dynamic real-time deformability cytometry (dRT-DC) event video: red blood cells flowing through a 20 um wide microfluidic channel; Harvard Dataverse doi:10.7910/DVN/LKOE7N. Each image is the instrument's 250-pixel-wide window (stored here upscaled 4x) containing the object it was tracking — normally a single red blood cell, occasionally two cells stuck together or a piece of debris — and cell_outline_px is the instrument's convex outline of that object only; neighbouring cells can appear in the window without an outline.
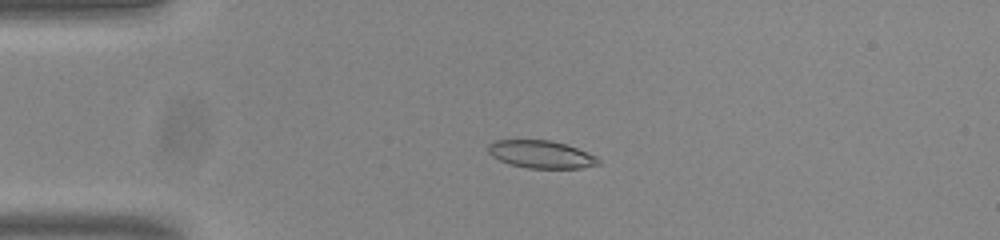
{"species": "common noctule bat (a hibernating species)", "species_latin": "Nyctalus noctula", "temperature_condition": "room temperature", "stored_images_in_passage": 54, "camera_frame_rate_fps": 3000, "um_per_image_px": 0.085, "animal": {"sex": "male", "body_mass_g": 20.0, "forearm_length_mm": 53.3}, "frame": {"image": 1, "passage_image": 13, "time_ms": 4.0, "image_size_px": [1000, 240], "cell_outline_px": [[600, 164], [580, 168], [528, 168], [508, 164], [492, 156], [488, 152], [488, 144], [496, 140], [552, 140], [576, 148], [596, 156], [600, 160]], "centroid_in_image_um": [45.97, 13.12], "position_along_channel_um": 39.0, "area_um2": 17.69}}
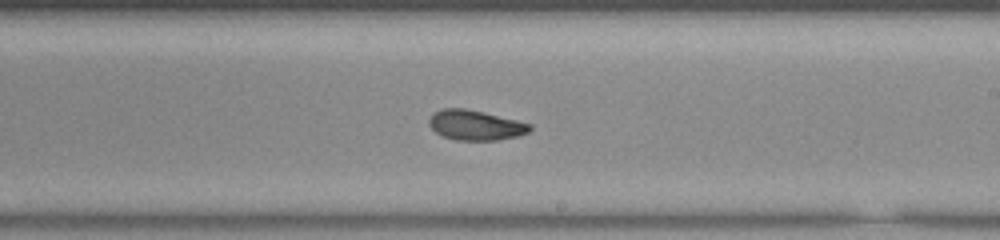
{"frame": {"image": 2, "passage_image": 32, "time_ms": 10.333, "image_size_px": [1000, 240], "cell_outline_px": [[532, 128], [528, 132], [520, 136], [496, 140], [456, 140], [444, 136], [436, 132], [428, 124], [428, 120], [440, 108], [464, 108], [484, 112], [532, 124]], "centroid_in_image_um": [40.43, 10.64], "position_along_channel_um": 248.6, "area_um2": 17.57}}
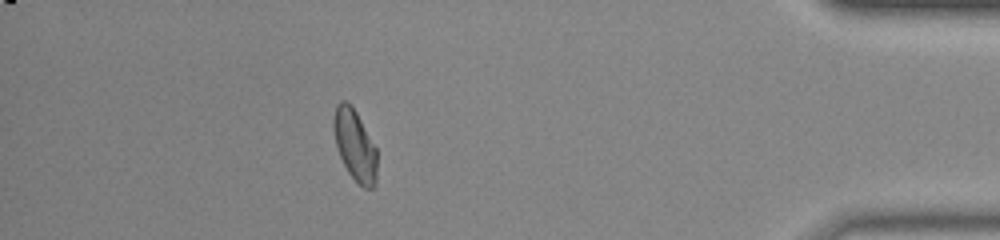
{"frame": {"image": 3, "passage_image": 48, "time_ms": 15.667, "image_size_px": [1000, 240], "cell_outline_px": [[376, 184], [372, 188], [364, 188], [348, 172], [340, 156], [336, 144], [332, 124], [332, 120], [336, 104], [340, 100], [344, 100], [356, 112], [376, 148]], "centroid_in_image_um": [30.14, 12.33], "position_along_channel_um": 405.1, "area_um2": 17.69}, "authors_computed_cell_mechanics": {"area_um2": 17.9758, "velocity_mm_per_s": 3.8174, "shape_relaxation_time_tau1_ms": 6.4516, "shape_relaxation_time_tau2_ms": 2.1019, "deformation_change_tau1": 0.1806, "deformation_change_tau2": 0.0654}}